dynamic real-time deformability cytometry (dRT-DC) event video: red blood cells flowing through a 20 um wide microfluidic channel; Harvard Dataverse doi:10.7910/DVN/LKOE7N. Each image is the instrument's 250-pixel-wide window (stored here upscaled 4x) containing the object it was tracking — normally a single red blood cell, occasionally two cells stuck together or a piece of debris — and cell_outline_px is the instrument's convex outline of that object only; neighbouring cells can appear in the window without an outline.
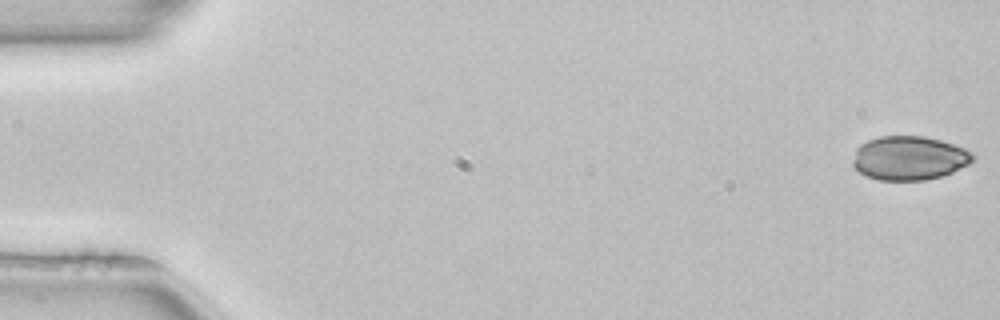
{"species": "common noctule bat (a hibernating species)", "species_latin": "Nyctalus noctula", "temperature_condition": "room temperature", "stored_images_in_passage": 3, "camera_frame_rate_fps": 3000, "um_per_image_px": 0.085, "animal": {"sex": "female", "body_mass_g": 22.7, "forearm_length_mm": 54.2}, "frame": {"image": 1, "passage_image": 1, "time_ms": 0.0, "image_size_px": [1000, 320], "cell_outline_px": [[976, 160], [952, 172], [940, 176], [924, 180], [876, 180], [860, 172], [852, 164], [852, 160], [856, 148], [860, 144], [868, 140], [880, 136], [924, 136], [940, 140], [964, 148], [976, 156]], "centroid_in_image_um": [77.27, 13.43], "position_along_channel_um": 7.7, "area_um2": 30.75}}